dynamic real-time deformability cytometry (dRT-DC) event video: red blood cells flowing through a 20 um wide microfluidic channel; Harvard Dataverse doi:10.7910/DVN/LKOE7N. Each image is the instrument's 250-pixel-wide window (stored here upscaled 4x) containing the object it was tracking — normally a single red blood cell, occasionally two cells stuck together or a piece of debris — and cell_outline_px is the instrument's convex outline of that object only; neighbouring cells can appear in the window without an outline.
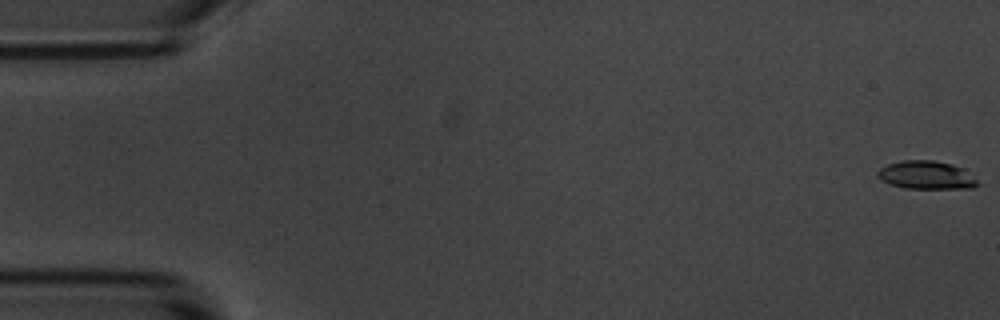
{"species": "common noctule bat (a hibernating species)", "species_latin": "Nyctalus noctula", "temperature_condition": "room temperature", "stored_images_in_passage": 5, "camera_frame_rate_fps": 3000, "um_per_image_px": 0.085, "animal": {"sex": "male", "body_mass_g": 20.1, "forearm_length_mm": 53.5}, "frame": {"image": 1, "passage_image": 1, "time_ms": 0.0, "image_size_px": [1000, 320], "cell_outline_px": [[980, 184], [972, 188], [904, 188], [880, 180], [876, 176], [876, 172], [880, 168], [888, 164], [904, 160], [932, 160], [952, 164], [964, 168]], "centroid_in_image_um": [78.72, 14.88], "position_along_channel_um": 6.3, "area_um2": 16.42}}
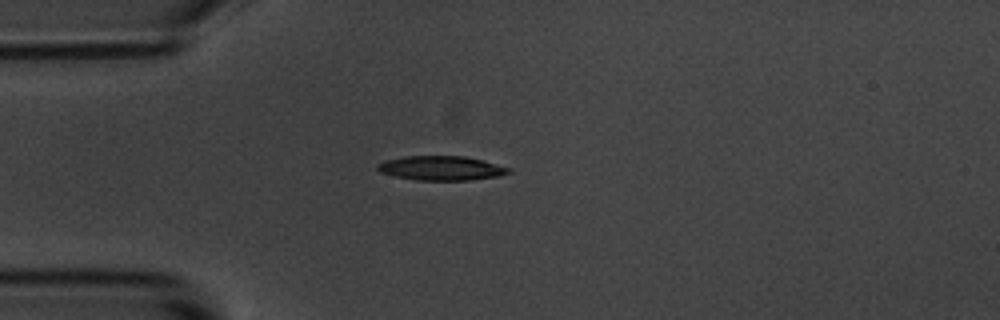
{"frame": {"image": 2, "passage_image": 5, "time_ms": 1.333, "image_size_px": [1000, 320], "cell_outline_px": [[512, 172], [500, 176], [468, 180], [416, 180], [396, 176], [380, 172], [376, 168], [376, 164], [388, 160], [404, 156], [464, 156], [484, 160], [512, 168]], "centroid_in_image_um": [37.56, 14.29], "position_along_channel_um": 47.4, "area_um2": 18.67}}